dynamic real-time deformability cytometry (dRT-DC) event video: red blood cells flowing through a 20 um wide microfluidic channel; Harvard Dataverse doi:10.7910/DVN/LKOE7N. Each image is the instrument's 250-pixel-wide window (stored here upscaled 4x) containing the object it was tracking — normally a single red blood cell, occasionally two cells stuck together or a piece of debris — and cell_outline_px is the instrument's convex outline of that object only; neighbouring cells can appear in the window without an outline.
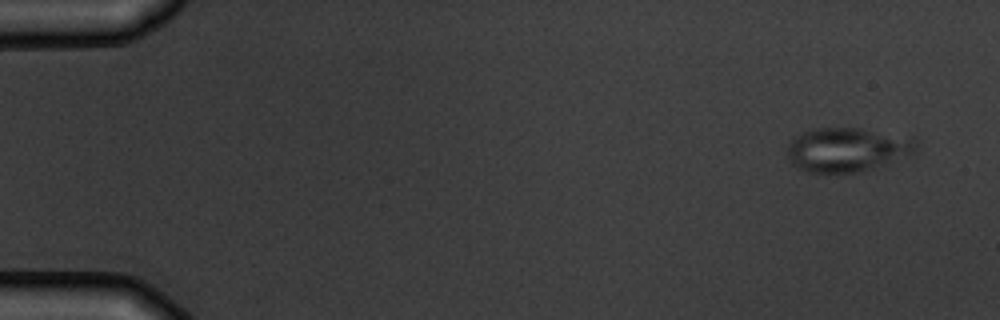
{"species": "common noctule bat (a hibernating species)", "species_latin": "Nyctalus noctula", "temperature_condition": "warm", "stored_images_in_passage": 5, "camera_frame_rate_fps": 3000, "um_per_image_px": 0.085, "animal": {"sex": "male", "body_mass_g": 19.5, "forearm_length_mm": 54.6}, "frame": {"image": 1, "passage_image": 1, "time_ms": 0.0, "image_size_px": [1000, 320], "cell_outline_px": [[916, 148], [912, 152], [864, 172], [804, 172], [792, 164], [788, 160], [784, 152], [788, 144], [792, 140], [804, 132], [812, 128], [856, 128], [916, 136]], "centroid_in_image_um": [71.97, 12.71], "position_along_channel_um": 13.0, "area_um2": 33.23}}